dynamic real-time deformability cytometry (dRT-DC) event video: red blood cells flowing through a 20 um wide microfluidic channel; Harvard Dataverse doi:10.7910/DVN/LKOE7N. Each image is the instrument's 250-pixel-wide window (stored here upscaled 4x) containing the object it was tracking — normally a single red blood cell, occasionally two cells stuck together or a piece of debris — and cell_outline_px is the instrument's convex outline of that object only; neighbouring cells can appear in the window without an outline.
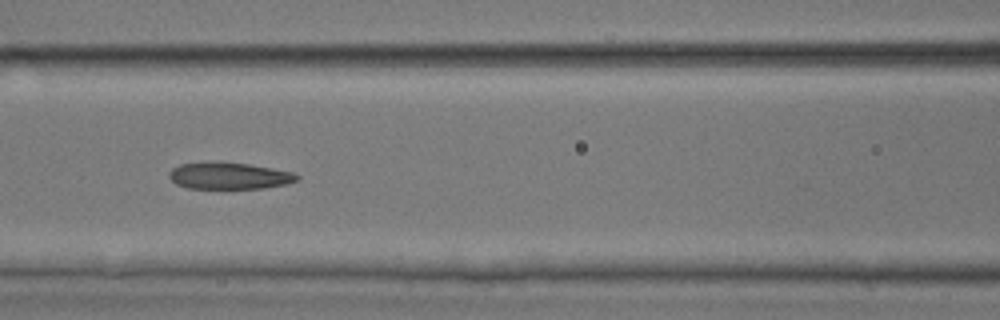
{"species": "common noctule bat (a hibernating species)", "species_latin": "Nyctalus noctula", "temperature_condition": "room temperature", "stored_images_in_passage": 29, "camera_frame_rate_fps": 3000, "um_per_image_px": 0.085, "animal": {"sex": "male", "body_mass_g": 17.9, "forearm_length_mm": 54.2}, "frame": {"image": 1, "passage_image": 9, "time_ms": 2.667, "image_size_px": [1000, 320], "cell_outline_px": [[300, 176], [296, 180], [288, 184], [264, 188], [188, 188], [176, 184], [168, 176], [168, 172], [172, 168], [180, 164], [212, 160], [248, 164], [292, 172]], "centroid_in_image_um": [19.43, 14.92], "position_along_channel_um": 147.2, "area_um2": 20.11}}